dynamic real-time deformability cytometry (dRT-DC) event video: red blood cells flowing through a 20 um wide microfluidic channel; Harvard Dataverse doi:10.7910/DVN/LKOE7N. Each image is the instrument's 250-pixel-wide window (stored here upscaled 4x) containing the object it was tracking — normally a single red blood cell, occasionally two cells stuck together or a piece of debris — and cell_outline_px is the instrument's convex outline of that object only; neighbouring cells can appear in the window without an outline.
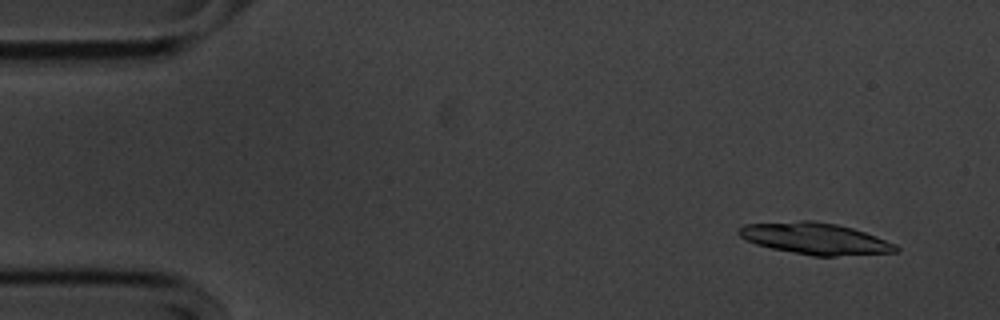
{"species": "common noctule bat (a hibernating species)", "species_latin": "Nyctalus noctula", "temperature_condition": "cold", "stored_images_in_passage": 16, "camera_frame_rate_fps": 3000, "um_per_image_px": 0.085, "animal": {"sex": "male", "body_mass_g": 20.1, "forearm_length_mm": 53.5}, "frame": {"image": 1, "passage_image": 4, "time_ms": 1.0, "image_size_px": [1000, 320], "cell_outline_px": [[900, 248], [896, 252], [836, 256], [812, 256], [772, 248], [756, 244], [740, 236], [736, 232], [744, 224], [800, 220], [812, 220], [836, 224], [852, 228], [876, 236], [896, 244]], "centroid_in_image_um": [69.29, 20.27], "position_along_channel_um": 15.7, "area_um2": 28.78}}